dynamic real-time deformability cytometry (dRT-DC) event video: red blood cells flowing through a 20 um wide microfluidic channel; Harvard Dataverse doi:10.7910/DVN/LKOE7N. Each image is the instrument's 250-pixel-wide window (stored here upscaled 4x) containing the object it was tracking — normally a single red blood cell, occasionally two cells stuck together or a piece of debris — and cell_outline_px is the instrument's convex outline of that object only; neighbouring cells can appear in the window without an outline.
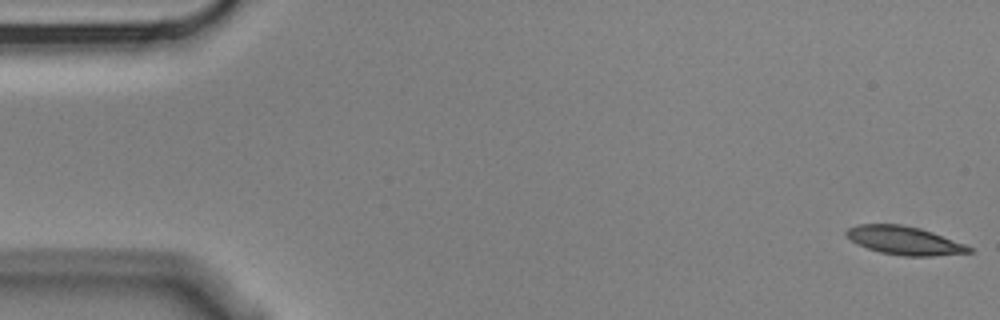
{"species": "Egyptian fruit bat (a non-hibernating species)", "species_latin": "Rousettus aegyptiacus", "temperature_condition": "cold", "stored_images_in_passage": 6, "camera_frame_rate_fps": 3000, "um_per_image_px": 0.085, "animal": {"sex": "male"}, "frame": {"image": 1, "passage_image": 1, "time_ms": 0.0, "image_size_px": [1000, 320], "cell_outline_px": [[972, 252], [932, 256], [904, 256], [880, 252], [856, 244], [844, 232], [848, 228], [860, 224], [900, 224], [920, 228], [932, 232], [964, 244], [972, 248]], "centroid_in_image_um": [76.86, 20.44], "position_along_channel_um": 8.1, "area_um2": 20.06}}
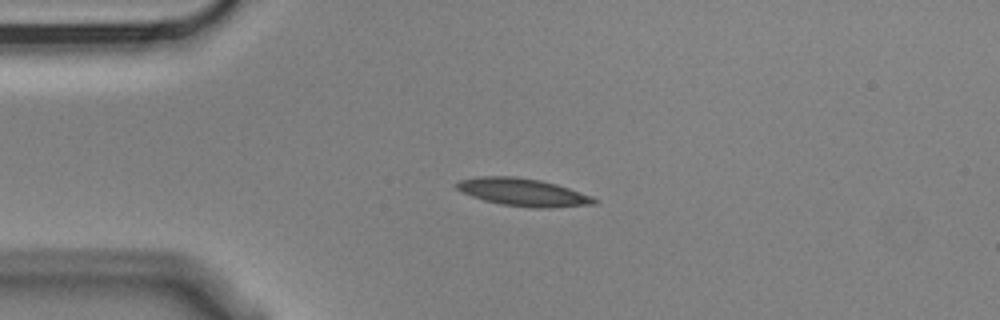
{"frame": {"image": 2, "passage_image": 4, "time_ms": 1.0, "image_size_px": [1000, 320], "cell_outline_px": [[600, 200], [596, 204], [548, 208], [536, 208], [500, 204], [484, 200], [472, 196], [456, 188], [456, 184], [460, 180], [480, 176], [516, 176], [540, 180], [556, 184], [592, 196]], "centroid_in_image_um": [44.49, 16.34], "position_along_channel_um": 40.5, "area_um2": 22.08}}
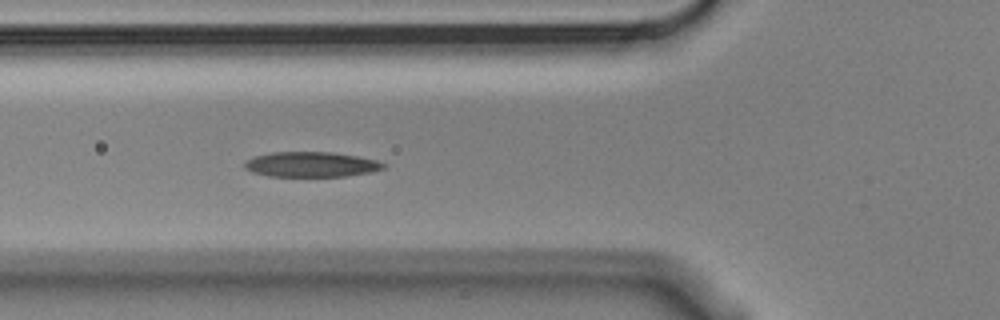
{"frame": {"image": 3, "passage_image": 6, "time_ms": 1.667, "image_size_px": [1000, 320], "cell_outline_px": [[388, 164], [384, 168], [372, 172], [344, 176], [268, 176], [252, 172], [244, 168], [244, 164], [252, 156], [272, 152], [332, 152], [356, 156], [376, 160]], "centroid_in_image_um": [26.45, 13.97], "position_along_channel_um": 99.4, "area_um2": 20.35}}